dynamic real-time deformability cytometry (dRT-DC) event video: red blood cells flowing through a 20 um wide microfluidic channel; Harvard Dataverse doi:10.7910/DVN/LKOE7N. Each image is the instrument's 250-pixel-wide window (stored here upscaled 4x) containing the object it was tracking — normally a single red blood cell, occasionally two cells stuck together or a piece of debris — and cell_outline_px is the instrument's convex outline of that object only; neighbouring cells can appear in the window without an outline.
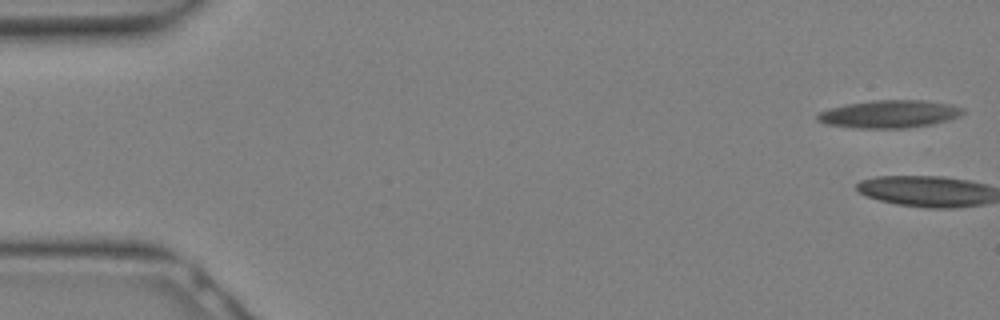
{"species": "Egyptian fruit bat (a non-hibernating species)", "species_latin": "Rousettus aegyptiacus", "temperature_condition": "warm", "stored_images_in_passage": 2, "camera_frame_rate_fps": 3000, "um_per_image_px": 0.085, "animal": {"sex": "female"}, "frame": {"image": 1, "passage_image": 1, "time_ms": 0.0, "image_size_px": [1000, 320], "cell_outline_px": [[964, 112], [960, 116], [948, 120], [932, 124], [908, 128], [852, 128], [824, 124], [816, 120], [816, 116], [820, 112], [828, 108], [844, 104], [872, 100], [924, 100], [952, 104], [964, 108]], "centroid_in_image_um": [75.57, 9.69], "position_along_channel_um": 9.4, "area_um2": 23.87}}